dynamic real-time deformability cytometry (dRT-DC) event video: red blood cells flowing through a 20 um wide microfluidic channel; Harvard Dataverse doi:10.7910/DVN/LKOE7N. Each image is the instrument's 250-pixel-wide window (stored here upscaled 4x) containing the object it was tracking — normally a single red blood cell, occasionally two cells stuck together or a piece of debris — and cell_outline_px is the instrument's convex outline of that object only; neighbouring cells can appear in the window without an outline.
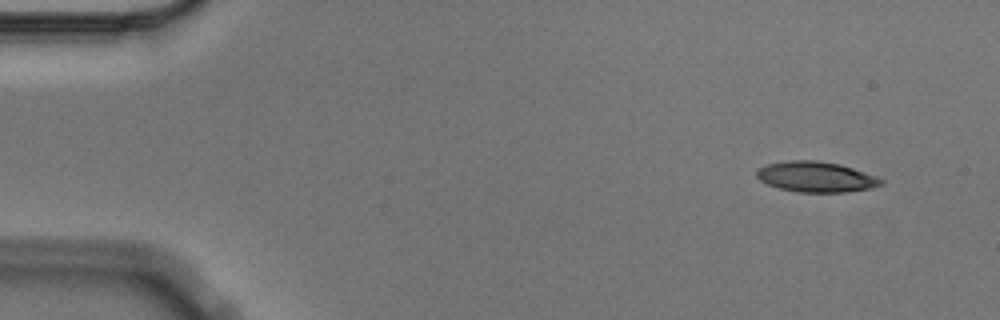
{"species": "Egyptian fruit bat (a non-hibernating species)", "species_latin": "Rousettus aegyptiacus", "temperature_condition": "cold", "stored_images_in_passage": 4, "camera_frame_rate_fps": 3000, "um_per_image_px": 0.085, "animal": {"sex": "male"}, "frame": {"image": 1, "passage_image": 1, "time_ms": 0.0, "image_size_px": [1000, 320], "cell_outline_px": [[884, 184], [872, 188], [848, 192], [796, 192], [780, 188], [768, 184], [760, 180], [756, 176], [756, 172], [760, 168], [768, 164], [788, 160], [816, 160], [840, 164], [876, 176], [884, 180]], "centroid_in_image_um": [69.39, 15.03], "position_along_channel_um": 15.6, "area_um2": 22.08}}
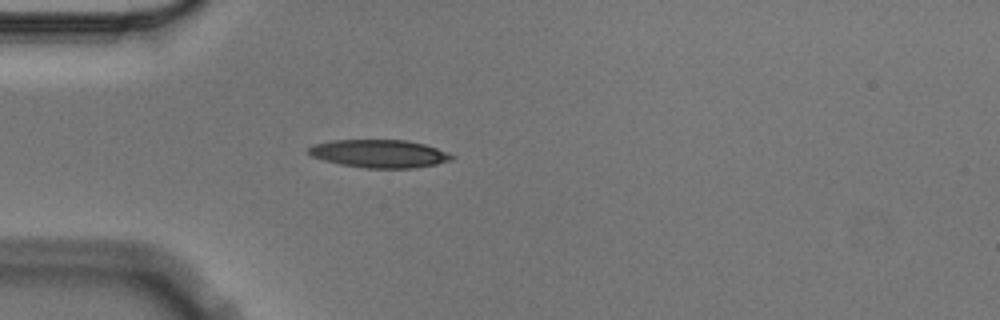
{"frame": {"image": 2, "passage_image": 4, "time_ms": 1.0, "image_size_px": [1000, 320], "cell_outline_px": [[456, 156], [452, 160], [436, 164], [416, 168], [364, 168], [340, 164], [324, 160], [312, 156], [308, 152], [308, 148], [312, 144], [332, 140], [408, 140], [424, 144], [448, 152]], "centroid_in_image_um": [32.26, 13.06], "position_along_channel_um": 52.7, "area_um2": 23.47}}